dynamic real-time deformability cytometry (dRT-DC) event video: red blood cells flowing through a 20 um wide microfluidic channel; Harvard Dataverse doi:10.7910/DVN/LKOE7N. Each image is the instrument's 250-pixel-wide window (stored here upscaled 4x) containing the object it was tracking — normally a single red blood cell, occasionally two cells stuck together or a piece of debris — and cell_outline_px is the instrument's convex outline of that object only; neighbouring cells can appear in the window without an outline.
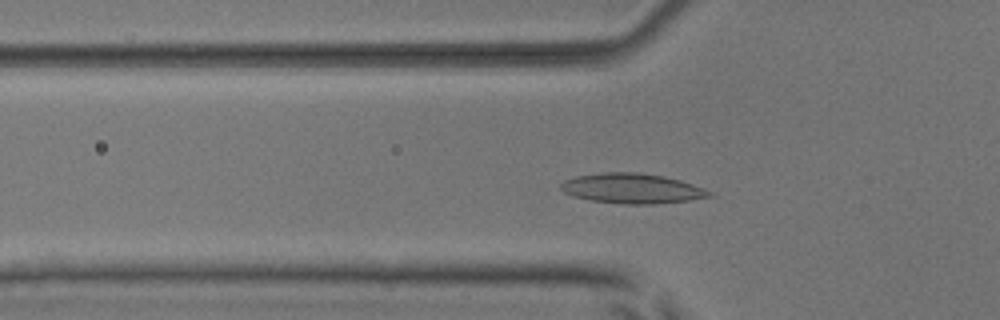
{"species": "common noctule bat (a hibernating species)", "species_latin": "Nyctalus noctula", "temperature_condition": "room temperature", "stored_images_in_passage": 32, "camera_frame_rate_fps": 3000, "um_per_image_px": 0.085, "animal": {"sex": "male", "body_mass_g": 17.9, "forearm_length_mm": 54.2}, "frame": {"image": 1, "passage_image": 15, "time_ms": 4.667, "image_size_px": [1000, 320], "cell_outline_px": [[712, 196], [688, 200], [656, 204], [624, 204], [592, 200], [572, 196], [564, 192], [560, 188], [560, 184], [564, 180], [576, 176], [604, 172], [640, 172], [664, 176], [680, 180], [692, 184], [712, 192]], "centroid_in_image_um": [53.7, 16.01], "position_along_channel_um": 72.1, "area_um2": 25.89}}
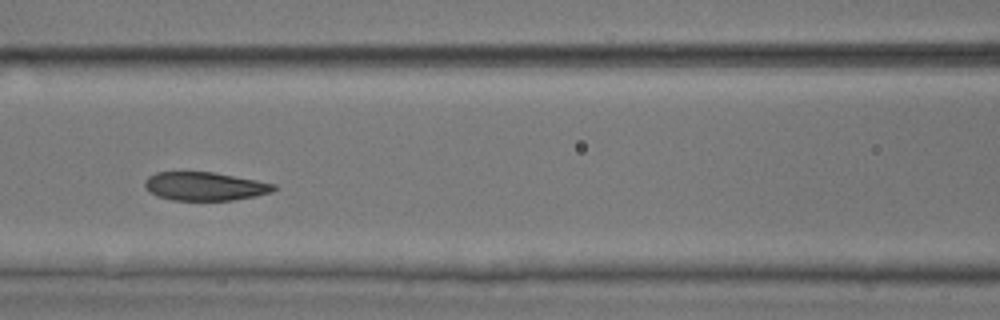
{"frame": {"image": 2, "passage_image": 21, "time_ms": 6.667, "image_size_px": [1000, 320], "cell_outline_px": [[280, 188], [272, 192], [256, 196], [232, 200], [172, 200], [156, 196], [148, 192], [144, 188], [144, 180], [148, 176], [156, 172], [212, 172], [256, 180], [276, 184]], "centroid_in_image_um": [17.39, 15.84], "position_along_channel_um": 149.2, "area_um2": 21.62}}
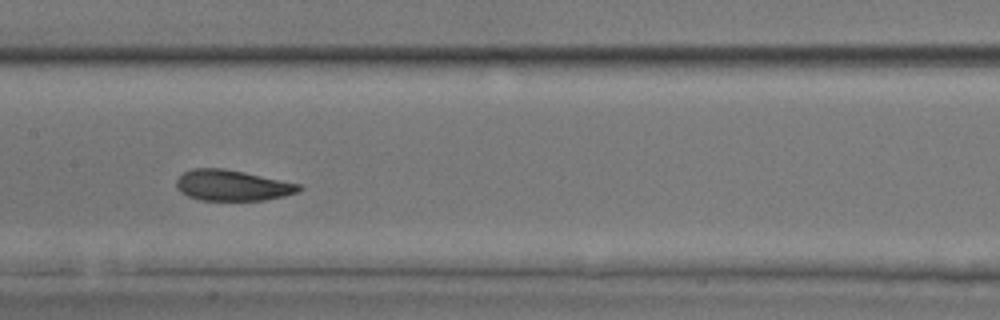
{"frame": {"image": 3, "passage_image": 24, "time_ms": 7.667, "image_size_px": [1000, 320], "cell_outline_px": [[304, 188], [296, 192], [284, 196], [264, 200], [200, 200], [188, 196], [180, 192], [176, 184], [176, 180], [184, 172], [192, 168], [224, 168], [244, 172], [300, 184]], "centroid_in_image_um": [19.73, 15.75], "position_along_channel_um": 187.7, "area_um2": 21.91}}